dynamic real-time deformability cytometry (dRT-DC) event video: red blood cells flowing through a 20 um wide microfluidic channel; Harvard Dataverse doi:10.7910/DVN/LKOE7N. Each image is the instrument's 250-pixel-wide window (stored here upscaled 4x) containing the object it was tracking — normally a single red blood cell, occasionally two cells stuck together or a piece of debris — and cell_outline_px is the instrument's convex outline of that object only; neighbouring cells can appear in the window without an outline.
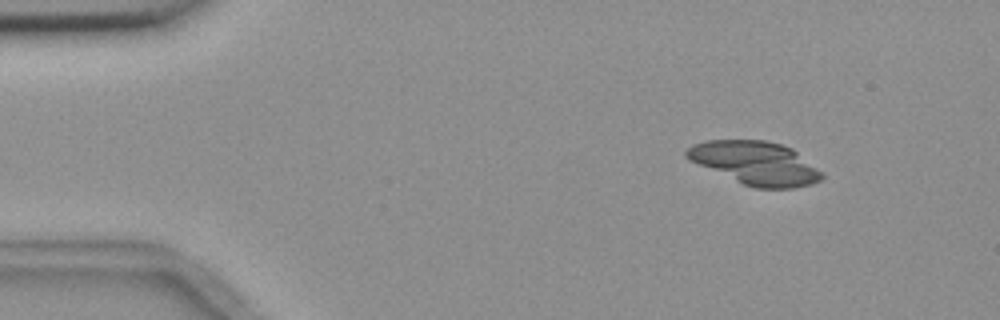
{"species": "common noctule bat (a hibernating species)", "species_latin": "Nyctalus noctula", "temperature_condition": "room temperature", "stored_images_in_passage": 9, "segment_of_instrument_passage": [1, 2], "camera_frame_rate_fps": 3000, "um_per_image_px": 0.085, "animal": {"sex": "female", "body_mass_g": 18.4}, "frame": {"image": 1, "passage_image": 2, "time_ms": 1.333, "image_size_px": [1000, 320], "cell_outline_px": [[824, 176], [820, 180], [812, 184], [792, 188], [756, 188], [744, 184], [688, 160], [684, 156], [684, 152], [692, 144], [704, 140], [764, 140], [780, 144], [792, 148], [824, 172]], "centroid_in_image_um": [64.21, 13.85], "position_along_channel_um": 20.8, "area_um2": 34.1}}